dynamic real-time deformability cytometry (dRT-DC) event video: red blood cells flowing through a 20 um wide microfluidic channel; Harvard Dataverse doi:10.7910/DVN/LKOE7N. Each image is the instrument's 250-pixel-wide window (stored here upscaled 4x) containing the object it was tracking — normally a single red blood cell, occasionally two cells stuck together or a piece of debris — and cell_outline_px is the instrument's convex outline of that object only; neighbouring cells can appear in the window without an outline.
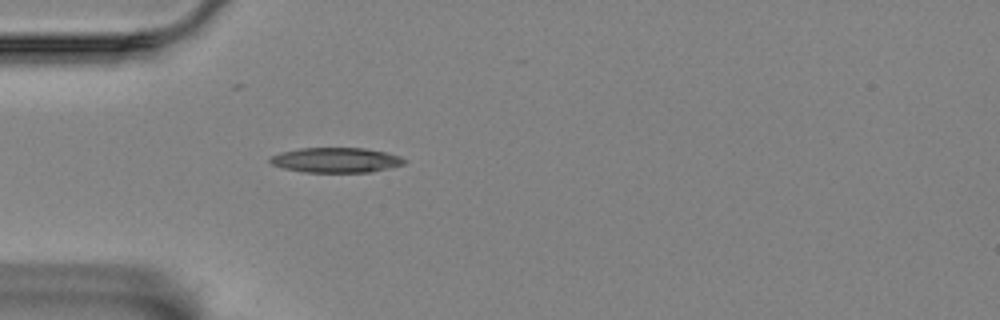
{"species": "Egyptian fruit bat (a non-hibernating species)", "species_latin": "Rousettus aegyptiacus", "temperature_condition": "room temperature", "stored_images_in_passage": 36, "camera_frame_rate_fps": 3000, "um_per_image_px": 0.085, "animal": {"sex": "female"}, "frame": {"image": 1, "passage_image": 1, "time_ms": 0.0, "image_size_px": [1000, 320], "cell_outline_px": [[408, 160], [404, 164], [372, 172], [304, 172], [284, 168], [272, 164], [268, 160], [272, 156], [280, 152], [300, 148], [364, 148], [384, 152], [400, 156]], "centroid_in_image_um": [28.57, 13.6], "position_along_channel_um": 56.4, "area_um2": 19.48}}
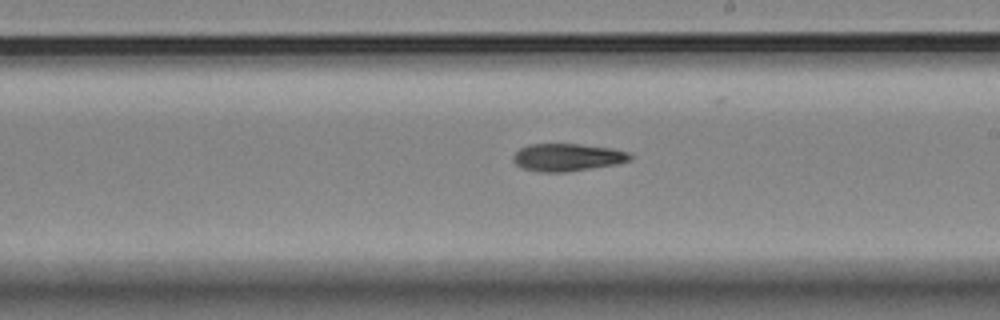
{"frame": {"image": 2, "passage_image": 17, "time_ms": 5.333, "image_size_px": [1000, 320], "cell_outline_px": [[632, 156], [628, 160], [616, 164], [564, 172], [540, 172], [520, 168], [512, 160], [512, 156], [520, 148], [528, 144], [580, 144], [612, 148], [628, 152]], "centroid_in_image_um": [48.16, 13.37], "position_along_channel_um": 240.8, "area_um2": 18.73}}
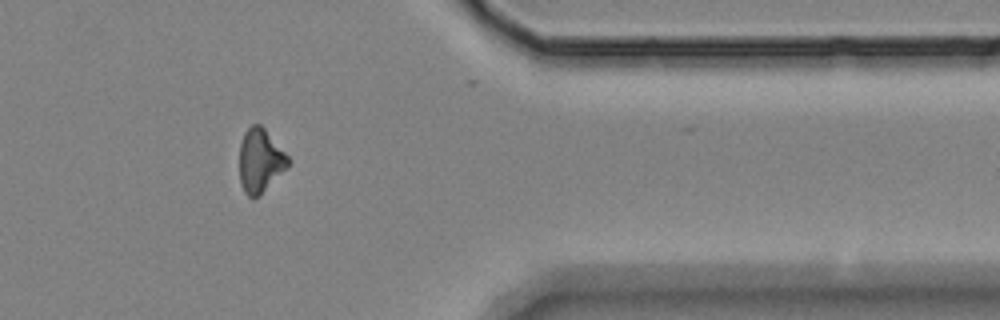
{"frame": {"image": 3, "passage_image": 31, "time_ms": 10.0, "image_size_px": [1000, 320], "cell_outline_px": [[288, 168], [260, 196], [248, 196], [244, 192], [240, 184], [240, 144], [244, 132], [252, 124], [260, 124], [264, 128], [288, 156]], "centroid_in_image_um": [22.11, 13.67], "position_along_channel_um": 389.3, "area_um2": 18.03}}